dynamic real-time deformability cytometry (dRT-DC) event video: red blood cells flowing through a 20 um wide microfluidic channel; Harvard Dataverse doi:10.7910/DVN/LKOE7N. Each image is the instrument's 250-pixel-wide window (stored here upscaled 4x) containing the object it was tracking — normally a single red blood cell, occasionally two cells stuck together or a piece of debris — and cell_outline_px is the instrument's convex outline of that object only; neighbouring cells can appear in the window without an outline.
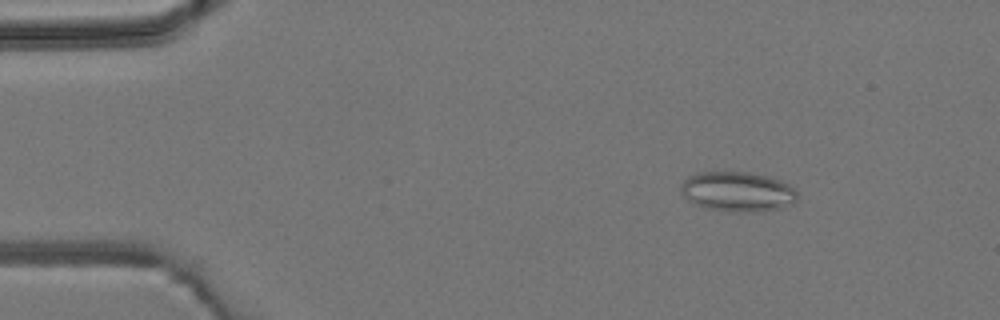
{"species": "common noctule bat (a hibernating species)", "species_latin": "Nyctalus noctula", "temperature_condition": "room temperature", "stored_images_in_passage": 4, "camera_frame_rate_fps": 3000, "um_per_image_px": 0.085, "animal": {"sex": "male", "body_mass_g": 19.2, "forearm_length_mm": 51.8}, "frame": {"image": 1, "passage_image": 1, "time_ms": 0.0, "image_size_px": [1000, 320], "cell_outline_px": [[796, 200], [792, 204], [780, 208], [752, 212], [728, 212], [704, 208], [688, 200], [680, 192], [680, 184], [688, 176], [700, 172], [748, 172], [768, 176], [780, 180], [788, 184], [796, 192]], "centroid_in_image_um": [62.65, 16.29], "position_along_channel_um": 22.3, "area_um2": 27.17}}